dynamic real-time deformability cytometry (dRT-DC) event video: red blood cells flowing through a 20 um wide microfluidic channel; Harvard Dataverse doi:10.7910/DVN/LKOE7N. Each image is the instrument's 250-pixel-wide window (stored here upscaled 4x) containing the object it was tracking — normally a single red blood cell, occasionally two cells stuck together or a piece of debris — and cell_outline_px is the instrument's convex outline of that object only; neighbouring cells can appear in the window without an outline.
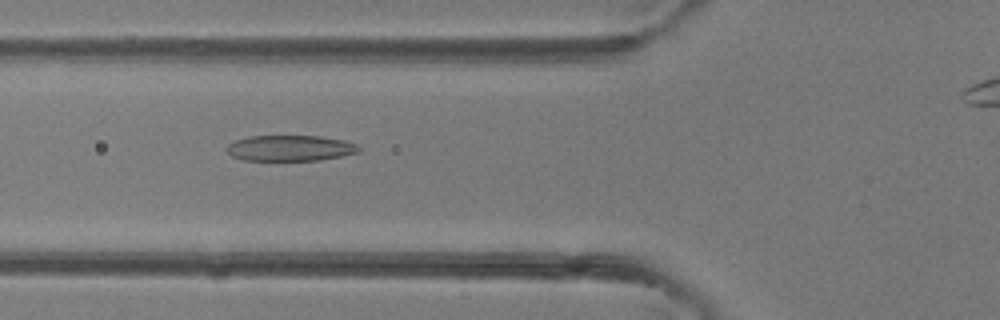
{"species": "common noctule bat (a hibernating species)", "species_latin": "Nyctalus noctula", "temperature_condition": "room temperature", "stored_images_in_passage": 36, "camera_frame_rate_fps": 3000, "um_per_image_px": 0.085, "animal": {"sex": "female"}, "frame": {"image": 1, "passage_image": 15, "time_ms": 4.667, "image_size_px": [1000, 320], "cell_outline_px": [[360, 152], [344, 156], [320, 160], [244, 160], [232, 156], [228, 152], [228, 144], [232, 140], [248, 136], [320, 136], [344, 140], [356, 144], [360, 148]], "centroid_in_image_um": [24.68, 12.58], "position_along_channel_um": 101.1, "area_um2": 19.94}}
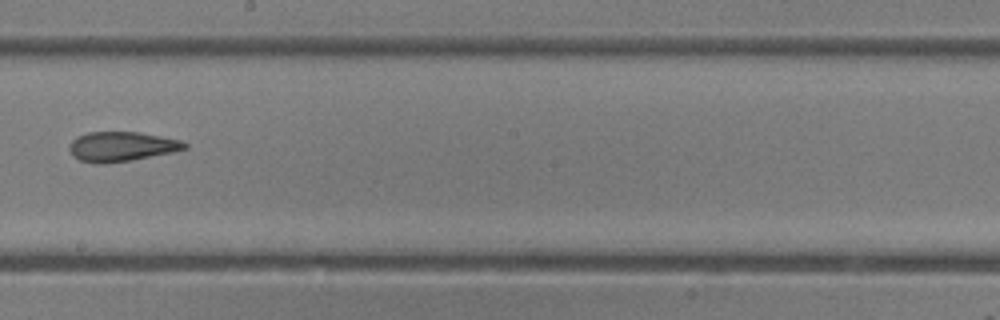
{"frame": {"image": 2, "passage_image": 23, "time_ms": 7.333, "image_size_px": [1000, 320], "cell_outline_px": [[188, 148], [172, 152], [132, 160], [104, 164], [92, 164], [80, 160], [72, 156], [68, 148], [72, 140], [76, 136], [88, 132], [140, 132], [180, 140], [188, 144]], "centroid_in_image_um": [10.29, 12.46], "position_along_channel_um": 237.9, "area_um2": 20.11}}
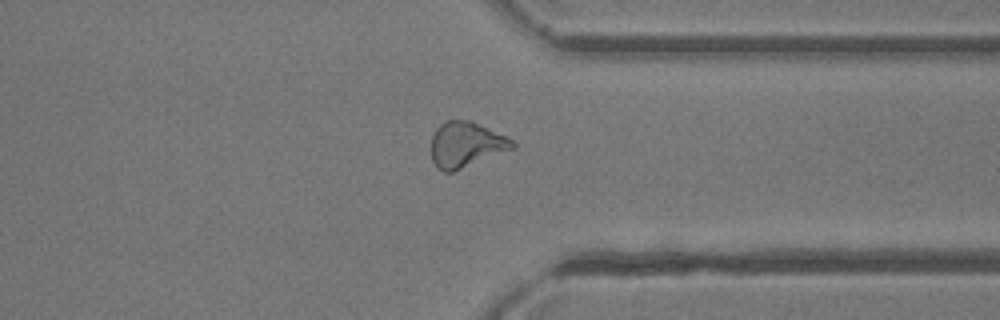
{"frame": {"image": 3, "passage_image": 31, "time_ms": 10.0, "image_size_px": [1000, 320], "cell_outline_px": [[516, 148], [452, 172], [444, 172], [436, 168], [432, 160], [432, 136], [436, 128], [440, 124], [448, 120], [472, 120], [512, 140], [516, 144]], "centroid_in_image_um": [39.6, 12.3], "position_along_channel_um": 371.8, "area_um2": 21.5}}